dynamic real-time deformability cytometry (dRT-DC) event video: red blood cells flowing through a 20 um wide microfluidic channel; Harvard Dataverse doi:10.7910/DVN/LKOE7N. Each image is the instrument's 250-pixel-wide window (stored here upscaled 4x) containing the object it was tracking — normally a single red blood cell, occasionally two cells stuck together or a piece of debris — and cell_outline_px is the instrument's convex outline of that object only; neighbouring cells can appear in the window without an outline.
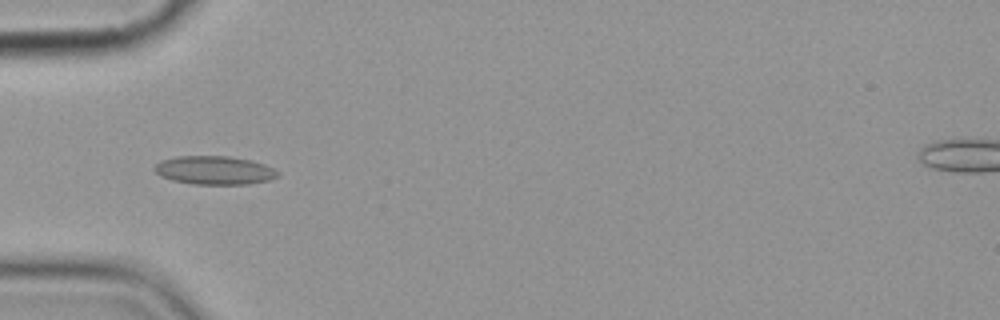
{"species": "common noctule bat (a hibernating species)", "species_latin": "Nyctalus noctula", "temperature_condition": "cold", "stored_images_in_passage": 2, "camera_frame_rate_fps": 3000, "um_per_image_px": 0.085, "animal": {"sex": "female", "body_mass_g": 19.9}, "frame": {"image": 1, "passage_image": 1, "time_ms": 0.0, "image_size_px": [1000, 320], "cell_outline_px": [[280, 176], [268, 180], [248, 184], [192, 184], [172, 180], [160, 176], [152, 168], [160, 160], [176, 156], [228, 156], [252, 160], [264, 164], [280, 172]], "centroid_in_image_um": [18.21, 14.47], "position_along_channel_um": 66.8, "area_um2": 20.63}}
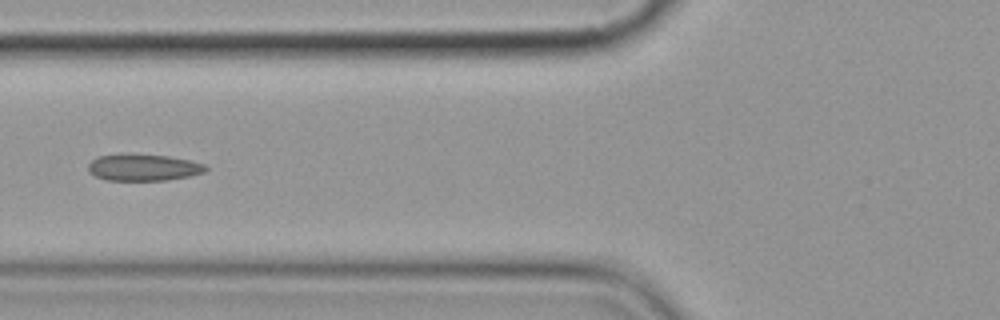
{"frame": {"image": 2, "passage_image": 2, "time_ms": 1.333, "image_size_px": [1000, 320], "cell_outline_px": [[208, 168], [204, 172], [188, 176], [164, 180], [108, 180], [96, 176], [88, 172], [88, 164], [92, 160], [100, 156], [128, 152], [168, 156], [188, 160], [204, 164]], "centroid_in_image_um": [12.15, 14.21], "position_along_channel_um": 113.7, "area_um2": 18.38}}